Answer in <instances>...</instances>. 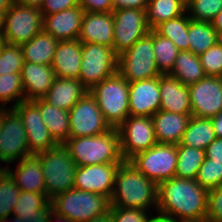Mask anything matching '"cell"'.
<instances>
[{
  "mask_svg": "<svg viewBox=\"0 0 222 222\" xmlns=\"http://www.w3.org/2000/svg\"><path fill=\"white\" fill-rule=\"evenodd\" d=\"M208 190L195 179L172 177L158 185L157 212L171 222L206 221Z\"/></svg>",
  "mask_w": 222,
  "mask_h": 222,
  "instance_id": "6da1fadb",
  "label": "cell"
},
{
  "mask_svg": "<svg viewBox=\"0 0 222 222\" xmlns=\"http://www.w3.org/2000/svg\"><path fill=\"white\" fill-rule=\"evenodd\" d=\"M158 185L139 172L130 161H124L117 169L110 199L111 207L140 208L148 211L157 208Z\"/></svg>",
  "mask_w": 222,
  "mask_h": 222,
  "instance_id": "7a4b0ae2",
  "label": "cell"
},
{
  "mask_svg": "<svg viewBox=\"0 0 222 222\" xmlns=\"http://www.w3.org/2000/svg\"><path fill=\"white\" fill-rule=\"evenodd\" d=\"M64 146L77 166L123 163L117 128L88 137L69 138Z\"/></svg>",
  "mask_w": 222,
  "mask_h": 222,
  "instance_id": "3957f363",
  "label": "cell"
},
{
  "mask_svg": "<svg viewBox=\"0 0 222 222\" xmlns=\"http://www.w3.org/2000/svg\"><path fill=\"white\" fill-rule=\"evenodd\" d=\"M42 165L46 196L51 200L74 188L77 164L64 144L35 155Z\"/></svg>",
  "mask_w": 222,
  "mask_h": 222,
  "instance_id": "277c9868",
  "label": "cell"
},
{
  "mask_svg": "<svg viewBox=\"0 0 222 222\" xmlns=\"http://www.w3.org/2000/svg\"><path fill=\"white\" fill-rule=\"evenodd\" d=\"M89 92L96 99L111 128H118L130 115L129 83L118 71L95 85Z\"/></svg>",
  "mask_w": 222,
  "mask_h": 222,
  "instance_id": "5b68a950",
  "label": "cell"
},
{
  "mask_svg": "<svg viewBox=\"0 0 222 222\" xmlns=\"http://www.w3.org/2000/svg\"><path fill=\"white\" fill-rule=\"evenodd\" d=\"M50 202L53 211L72 222H88L107 213L111 207L108 197L76 188L56 195Z\"/></svg>",
  "mask_w": 222,
  "mask_h": 222,
  "instance_id": "8992f818",
  "label": "cell"
},
{
  "mask_svg": "<svg viewBox=\"0 0 222 222\" xmlns=\"http://www.w3.org/2000/svg\"><path fill=\"white\" fill-rule=\"evenodd\" d=\"M117 71L128 83L162 75L155 61L153 29L118 56Z\"/></svg>",
  "mask_w": 222,
  "mask_h": 222,
  "instance_id": "52a82bcc",
  "label": "cell"
},
{
  "mask_svg": "<svg viewBox=\"0 0 222 222\" xmlns=\"http://www.w3.org/2000/svg\"><path fill=\"white\" fill-rule=\"evenodd\" d=\"M43 16L36 7L13 2L3 15L2 38L9 44L21 45L29 42L43 30Z\"/></svg>",
  "mask_w": 222,
  "mask_h": 222,
  "instance_id": "ba28073f",
  "label": "cell"
},
{
  "mask_svg": "<svg viewBox=\"0 0 222 222\" xmlns=\"http://www.w3.org/2000/svg\"><path fill=\"white\" fill-rule=\"evenodd\" d=\"M129 161L139 172L159 185L175 176L177 145L157 143L137 153Z\"/></svg>",
  "mask_w": 222,
  "mask_h": 222,
  "instance_id": "9c48e42d",
  "label": "cell"
},
{
  "mask_svg": "<svg viewBox=\"0 0 222 222\" xmlns=\"http://www.w3.org/2000/svg\"><path fill=\"white\" fill-rule=\"evenodd\" d=\"M81 55L78 79L89 91L117 72L118 56L113 48L97 43H82Z\"/></svg>",
  "mask_w": 222,
  "mask_h": 222,
  "instance_id": "30bf717a",
  "label": "cell"
},
{
  "mask_svg": "<svg viewBox=\"0 0 222 222\" xmlns=\"http://www.w3.org/2000/svg\"><path fill=\"white\" fill-rule=\"evenodd\" d=\"M32 156L29 151L27 136L19 114L13 109L2 108L0 130V161L5 164L18 163L23 158ZM18 159V160H17Z\"/></svg>",
  "mask_w": 222,
  "mask_h": 222,
  "instance_id": "8fae6325",
  "label": "cell"
},
{
  "mask_svg": "<svg viewBox=\"0 0 222 222\" xmlns=\"http://www.w3.org/2000/svg\"><path fill=\"white\" fill-rule=\"evenodd\" d=\"M68 112L69 138L97 136L111 129L90 92Z\"/></svg>",
  "mask_w": 222,
  "mask_h": 222,
  "instance_id": "7c38bea8",
  "label": "cell"
},
{
  "mask_svg": "<svg viewBox=\"0 0 222 222\" xmlns=\"http://www.w3.org/2000/svg\"><path fill=\"white\" fill-rule=\"evenodd\" d=\"M117 129L121 154L125 161L158 143L152 117L129 115Z\"/></svg>",
  "mask_w": 222,
  "mask_h": 222,
  "instance_id": "4fadbf2b",
  "label": "cell"
},
{
  "mask_svg": "<svg viewBox=\"0 0 222 222\" xmlns=\"http://www.w3.org/2000/svg\"><path fill=\"white\" fill-rule=\"evenodd\" d=\"M114 19L113 50L117 56L130 49L133 44L146 36L148 25L146 10L120 9L112 12Z\"/></svg>",
  "mask_w": 222,
  "mask_h": 222,
  "instance_id": "5bb4252c",
  "label": "cell"
},
{
  "mask_svg": "<svg viewBox=\"0 0 222 222\" xmlns=\"http://www.w3.org/2000/svg\"><path fill=\"white\" fill-rule=\"evenodd\" d=\"M13 109L22 119L29 151L32 155L47 151L58 145L47 130L40 116L39 106L33 100H24L14 106Z\"/></svg>",
  "mask_w": 222,
  "mask_h": 222,
  "instance_id": "9a60e30c",
  "label": "cell"
},
{
  "mask_svg": "<svg viewBox=\"0 0 222 222\" xmlns=\"http://www.w3.org/2000/svg\"><path fill=\"white\" fill-rule=\"evenodd\" d=\"M193 117L212 118L222 110V78L206 76L189 85Z\"/></svg>",
  "mask_w": 222,
  "mask_h": 222,
  "instance_id": "2e32d148",
  "label": "cell"
},
{
  "mask_svg": "<svg viewBox=\"0 0 222 222\" xmlns=\"http://www.w3.org/2000/svg\"><path fill=\"white\" fill-rule=\"evenodd\" d=\"M120 164L78 166L74 177V188L99 193L111 199L116 172Z\"/></svg>",
  "mask_w": 222,
  "mask_h": 222,
  "instance_id": "e0dca14e",
  "label": "cell"
},
{
  "mask_svg": "<svg viewBox=\"0 0 222 222\" xmlns=\"http://www.w3.org/2000/svg\"><path fill=\"white\" fill-rule=\"evenodd\" d=\"M130 116L152 117L160 111L159 77L129 83Z\"/></svg>",
  "mask_w": 222,
  "mask_h": 222,
  "instance_id": "ac0fdd59",
  "label": "cell"
},
{
  "mask_svg": "<svg viewBox=\"0 0 222 222\" xmlns=\"http://www.w3.org/2000/svg\"><path fill=\"white\" fill-rule=\"evenodd\" d=\"M78 40L81 43H97L113 48L114 19L112 12H84Z\"/></svg>",
  "mask_w": 222,
  "mask_h": 222,
  "instance_id": "d6986e66",
  "label": "cell"
},
{
  "mask_svg": "<svg viewBox=\"0 0 222 222\" xmlns=\"http://www.w3.org/2000/svg\"><path fill=\"white\" fill-rule=\"evenodd\" d=\"M84 10L81 6L43 16V31L58 41L78 40Z\"/></svg>",
  "mask_w": 222,
  "mask_h": 222,
  "instance_id": "ffe728a7",
  "label": "cell"
},
{
  "mask_svg": "<svg viewBox=\"0 0 222 222\" xmlns=\"http://www.w3.org/2000/svg\"><path fill=\"white\" fill-rule=\"evenodd\" d=\"M159 88L160 110L181 115H192L188 86L166 74L159 76Z\"/></svg>",
  "mask_w": 222,
  "mask_h": 222,
  "instance_id": "44dd1931",
  "label": "cell"
},
{
  "mask_svg": "<svg viewBox=\"0 0 222 222\" xmlns=\"http://www.w3.org/2000/svg\"><path fill=\"white\" fill-rule=\"evenodd\" d=\"M55 79L56 74L51 66L24 62L21 69V80L25 100L43 98Z\"/></svg>",
  "mask_w": 222,
  "mask_h": 222,
  "instance_id": "7402d4cb",
  "label": "cell"
},
{
  "mask_svg": "<svg viewBox=\"0 0 222 222\" xmlns=\"http://www.w3.org/2000/svg\"><path fill=\"white\" fill-rule=\"evenodd\" d=\"M81 54L82 43L79 40L59 41L51 63L56 77L78 78L82 61Z\"/></svg>",
  "mask_w": 222,
  "mask_h": 222,
  "instance_id": "603a6c76",
  "label": "cell"
},
{
  "mask_svg": "<svg viewBox=\"0 0 222 222\" xmlns=\"http://www.w3.org/2000/svg\"><path fill=\"white\" fill-rule=\"evenodd\" d=\"M88 92L78 78L56 77L43 99L57 108L69 111Z\"/></svg>",
  "mask_w": 222,
  "mask_h": 222,
  "instance_id": "cb8c5ba5",
  "label": "cell"
},
{
  "mask_svg": "<svg viewBox=\"0 0 222 222\" xmlns=\"http://www.w3.org/2000/svg\"><path fill=\"white\" fill-rule=\"evenodd\" d=\"M192 115L158 111L152 116L158 143L178 145Z\"/></svg>",
  "mask_w": 222,
  "mask_h": 222,
  "instance_id": "d4e9b609",
  "label": "cell"
},
{
  "mask_svg": "<svg viewBox=\"0 0 222 222\" xmlns=\"http://www.w3.org/2000/svg\"><path fill=\"white\" fill-rule=\"evenodd\" d=\"M3 168L15 181L21 191L45 193L44 175L40 160L35 156H28L19 161L16 170Z\"/></svg>",
  "mask_w": 222,
  "mask_h": 222,
  "instance_id": "484cf974",
  "label": "cell"
},
{
  "mask_svg": "<svg viewBox=\"0 0 222 222\" xmlns=\"http://www.w3.org/2000/svg\"><path fill=\"white\" fill-rule=\"evenodd\" d=\"M40 109L47 130L58 144L69 139V112L47 103L43 98L33 100Z\"/></svg>",
  "mask_w": 222,
  "mask_h": 222,
  "instance_id": "4316f807",
  "label": "cell"
},
{
  "mask_svg": "<svg viewBox=\"0 0 222 222\" xmlns=\"http://www.w3.org/2000/svg\"><path fill=\"white\" fill-rule=\"evenodd\" d=\"M58 42L42 30L29 42L21 44L24 62L51 66Z\"/></svg>",
  "mask_w": 222,
  "mask_h": 222,
  "instance_id": "83f0119b",
  "label": "cell"
},
{
  "mask_svg": "<svg viewBox=\"0 0 222 222\" xmlns=\"http://www.w3.org/2000/svg\"><path fill=\"white\" fill-rule=\"evenodd\" d=\"M51 211L52 204L46 193L21 191L11 215L25 221L33 217H49Z\"/></svg>",
  "mask_w": 222,
  "mask_h": 222,
  "instance_id": "f1b7e54d",
  "label": "cell"
},
{
  "mask_svg": "<svg viewBox=\"0 0 222 222\" xmlns=\"http://www.w3.org/2000/svg\"><path fill=\"white\" fill-rule=\"evenodd\" d=\"M189 86L206 77L199 56L190 51H179L172 71L168 74Z\"/></svg>",
  "mask_w": 222,
  "mask_h": 222,
  "instance_id": "f546056e",
  "label": "cell"
},
{
  "mask_svg": "<svg viewBox=\"0 0 222 222\" xmlns=\"http://www.w3.org/2000/svg\"><path fill=\"white\" fill-rule=\"evenodd\" d=\"M216 138L210 118L191 116L178 145L205 150Z\"/></svg>",
  "mask_w": 222,
  "mask_h": 222,
  "instance_id": "4dcf8cb0",
  "label": "cell"
},
{
  "mask_svg": "<svg viewBox=\"0 0 222 222\" xmlns=\"http://www.w3.org/2000/svg\"><path fill=\"white\" fill-rule=\"evenodd\" d=\"M183 14H187L183 0H149L146 8L147 22L151 29Z\"/></svg>",
  "mask_w": 222,
  "mask_h": 222,
  "instance_id": "1f68e13d",
  "label": "cell"
},
{
  "mask_svg": "<svg viewBox=\"0 0 222 222\" xmlns=\"http://www.w3.org/2000/svg\"><path fill=\"white\" fill-rule=\"evenodd\" d=\"M188 40L189 51L200 56L219 41V36L210 22L190 19Z\"/></svg>",
  "mask_w": 222,
  "mask_h": 222,
  "instance_id": "d6a6232c",
  "label": "cell"
},
{
  "mask_svg": "<svg viewBox=\"0 0 222 222\" xmlns=\"http://www.w3.org/2000/svg\"><path fill=\"white\" fill-rule=\"evenodd\" d=\"M205 158V150L177 145V166L175 177L196 179Z\"/></svg>",
  "mask_w": 222,
  "mask_h": 222,
  "instance_id": "836d02e7",
  "label": "cell"
},
{
  "mask_svg": "<svg viewBox=\"0 0 222 222\" xmlns=\"http://www.w3.org/2000/svg\"><path fill=\"white\" fill-rule=\"evenodd\" d=\"M189 21V15L183 14L175 19L161 22L154 30L161 36L172 40L180 51H189Z\"/></svg>",
  "mask_w": 222,
  "mask_h": 222,
  "instance_id": "e575fe53",
  "label": "cell"
},
{
  "mask_svg": "<svg viewBox=\"0 0 222 222\" xmlns=\"http://www.w3.org/2000/svg\"><path fill=\"white\" fill-rule=\"evenodd\" d=\"M153 49L159 72L162 75L169 74L172 71L180 50L176 47L172 40L161 36L154 29Z\"/></svg>",
  "mask_w": 222,
  "mask_h": 222,
  "instance_id": "d590c367",
  "label": "cell"
},
{
  "mask_svg": "<svg viewBox=\"0 0 222 222\" xmlns=\"http://www.w3.org/2000/svg\"><path fill=\"white\" fill-rule=\"evenodd\" d=\"M20 192L9 173L4 168L0 169V222L8 221Z\"/></svg>",
  "mask_w": 222,
  "mask_h": 222,
  "instance_id": "8d00e7d4",
  "label": "cell"
},
{
  "mask_svg": "<svg viewBox=\"0 0 222 222\" xmlns=\"http://www.w3.org/2000/svg\"><path fill=\"white\" fill-rule=\"evenodd\" d=\"M13 108L17 104L25 100L21 73H9L0 75V108L4 109L6 104L14 101Z\"/></svg>",
  "mask_w": 222,
  "mask_h": 222,
  "instance_id": "74e56055",
  "label": "cell"
},
{
  "mask_svg": "<svg viewBox=\"0 0 222 222\" xmlns=\"http://www.w3.org/2000/svg\"><path fill=\"white\" fill-rule=\"evenodd\" d=\"M24 57L21 45L4 42L0 48V75L21 73Z\"/></svg>",
  "mask_w": 222,
  "mask_h": 222,
  "instance_id": "f35d334b",
  "label": "cell"
},
{
  "mask_svg": "<svg viewBox=\"0 0 222 222\" xmlns=\"http://www.w3.org/2000/svg\"><path fill=\"white\" fill-rule=\"evenodd\" d=\"M222 11V0H189L186 12L195 21L211 22Z\"/></svg>",
  "mask_w": 222,
  "mask_h": 222,
  "instance_id": "ab89813d",
  "label": "cell"
},
{
  "mask_svg": "<svg viewBox=\"0 0 222 222\" xmlns=\"http://www.w3.org/2000/svg\"><path fill=\"white\" fill-rule=\"evenodd\" d=\"M195 180L207 190L222 186V163L204 158Z\"/></svg>",
  "mask_w": 222,
  "mask_h": 222,
  "instance_id": "60d3db41",
  "label": "cell"
},
{
  "mask_svg": "<svg viewBox=\"0 0 222 222\" xmlns=\"http://www.w3.org/2000/svg\"><path fill=\"white\" fill-rule=\"evenodd\" d=\"M199 58L206 76L222 78V45L219 41Z\"/></svg>",
  "mask_w": 222,
  "mask_h": 222,
  "instance_id": "b9f144b4",
  "label": "cell"
},
{
  "mask_svg": "<svg viewBox=\"0 0 222 222\" xmlns=\"http://www.w3.org/2000/svg\"><path fill=\"white\" fill-rule=\"evenodd\" d=\"M112 222H146L149 217L145 209L110 207Z\"/></svg>",
  "mask_w": 222,
  "mask_h": 222,
  "instance_id": "7bdbcfd3",
  "label": "cell"
},
{
  "mask_svg": "<svg viewBox=\"0 0 222 222\" xmlns=\"http://www.w3.org/2000/svg\"><path fill=\"white\" fill-rule=\"evenodd\" d=\"M207 222H222V186L208 190Z\"/></svg>",
  "mask_w": 222,
  "mask_h": 222,
  "instance_id": "ee69618b",
  "label": "cell"
},
{
  "mask_svg": "<svg viewBox=\"0 0 222 222\" xmlns=\"http://www.w3.org/2000/svg\"><path fill=\"white\" fill-rule=\"evenodd\" d=\"M77 6L79 0H44L39 10L46 16Z\"/></svg>",
  "mask_w": 222,
  "mask_h": 222,
  "instance_id": "f6af8a7d",
  "label": "cell"
},
{
  "mask_svg": "<svg viewBox=\"0 0 222 222\" xmlns=\"http://www.w3.org/2000/svg\"><path fill=\"white\" fill-rule=\"evenodd\" d=\"M79 6L83 8L84 12H113L112 0H79Z\"/></svg>",
  "mask_w": 222,
  "mask_h": 222,
  "instance_id": "bcb514c9",
  "label": "cell"
},
{
  "mask_svg": "<svg viewBox=\"0 0 222 222\" xmlns=\"http://www.w3.org/2000/svg\"><path fill=\"white\" fill-rule=\"evenodd\" d=\"M149 0H112L113 11L120 9H140L146 10Z\"/></svg>",
  "mask_w": 222,
  "mask_h": 222,
  "instance_id": "7dc6e473",
  "label": "cell"
},
{
  "mask_svg": "<svg viewBox=\"0 0 222 222\" xmlns=\"http://www.w3.org/2000/svg\"><path fill=\"white\" fill-rule=\"evenodd\" d=\"M205 158L222 163V139L215 138L205 149Z\"/></svg>",
  "mask_w": 222,
  "mask_h": 222,
  "instance_id": "c3c4849f",
  "label": "cell"
},
{
  "mask_svg": "<svg viewBox=\"0 0 222 222\" xmlns=\"http://www.w3.org/2000/svg\"><path fill=\"white\" fill-rule=\"evenodd\" d=\"M210 119L216 138L222 139V110Z\"/></svg>",
  "mask_w": 222,
  "mask_h": 222,
  "instance_id": "681fc988",
  "label": "cell"
},
{
  "mask_svg": "<svg viewBox=\"0 0 222 222\" xmlns=\"http://www.w3.org/2000/svg\"><path fill=\"white\" fill-rule=\"evenodd\" d=\"M211 25L216 29L219 38L222 37V11L211 20Z\"/></svg>",
  "mask_w": 222,
  "mask_h": 222,
  "instance_id": "f907efd6",
  "label": "cell"
},
{
  "mask_svg": "<svg viewBox=\"0 0 222 222\" xmlns=\"http://www.w3.org/2000/svg\"><path fill=\"white\" fill-rule=\"evenodd\" d=\"M15 2L40 9L44 0H14Z\"/></svg>",
  "mask_w": 222,
  "mask_h": 222,
  "instance_id": "816d5d0a",
  "label": "cell"
},
{
  "mask_svg": "<svg viewBox=\"0 0 222 222\" xmlns=\"http://www.w3.org/2000/svg\"><path fill=\"white\" fill-rule=\"evenodd\" d=\"M52 216H53V218H54V220L52 219ZM55 221L56 220V222H72L71 220H69L67 217H64L63 215H60V214H58V213H56L55 211H51V214H50V216H49V220H48V222H53V221Z\"/></svg>",
  "mask_w": 222,
  "mask_h": 222,
  "instance_id": "f5cc1de1",
  "label": "cell"
},
{
  "mask_svg": "<svg viewBox=\"0 0 222 222\" xmlns=\"http://www.w3.org/2000/svg\"><path fill=\"white\" fill-rule=\"evenodd\" d=\"M88 222H112L111 212L109 210L107 213L99 215Z\"/></svg>",
  "mask_w": 222,
  "mask_h": 222,
  "instance_id": "db71d44e",
  "label": "cell"
},
{
  "mask_svg": "<svg viewBox=\"0 0 222 222\" xmlns=\"http://www.w3.org/2000/svg\"><path fill=\"white\" fill-rule=\"evenodd\" d=\"M14 0H0V14L3 16L11 7Z\"/></svg>",
  "mask_w": 222,
  "mask_h": 222,
  "instance_id": "11a10c76",
  "label": "cell"
},
{
  "mask_svg": "<svg viewBox=\"0 0 222 222\" xmlns=\"http://www.w3.org/2000/svg\"><path fill=\"white\" fill-rule=\"evenodd\" d=\"M146 222H171L166 216L158 214L157 216H154L152 218L149 217V219Z\"/></svg>",
  "mask_w": 222,
  "mask_h": 222,
  "instance_id": "9f6ffc18",
  "label": "cell"
},
{
  "mask_svg": "<svg viewBox=\"0 0 222 222\" xmlns=\"http://www.w3.org/2000/svg\"><path fill=\"white\" fill-rule=\"evenodd\" d=\"M49 217H33L31 219H26L24 222H48Z\"/></svg>",
  "mask_w": 222,
  "mask_h": 222,
  "instance_id": "6f0895ef",
  "label": "cell"
},
{
  "mask_svg": "<svg viewBox=\"0 0 222 222\" xmlns=\"http://www.w3.org/2000/svg\"><path fill=\"white\" fill-rule=\"evenodd\" d=\"M3 31V16L0 14V35H2Z\"/></svg>",
  "mask_w": 222,
  "mask_h": 222,
  "instance_id": "680465c9",
  "label": "cell"
},
{
  "mask_svg": "<svg viewBox=\"0 0 222 222\" xmlns=\"http://www.w3.org/2000/svg\"><path fill=\"white\" fill-rule=\"evenodd\" d=\"M13 221H11V222H24L21 218H19V217H16V216H13V219H12Z\"/></svg>",
  "mask_w": 222,
  "mask_h": 222,
  "instance_id": "91938a15",
  "label": "cell"
},
{
  "mask_svg": "<svg viewBox=\"0 0 222 222\" xmlns=\"http://www.w3.org/2000/svg\"><path fill=\"white\" fill-rule=\"evenodd\" d=\"M1 124H2V108H0V130H1Z\"/></svg>",
  "mask_w": 222,
  "mask_h": 222,
  "instance_id": "94428289",
  "label": "cell"
},
{
  "mask_svg": "<svg viewBox=\"0 0 222 222\" xmlns=\"http://www.w3.org/2000/svg\"><path fill=\"white\" fill-rule=\"evenodd\" d=\"M3 43H4V40H3L2 36L0 35V48H1Z\"/></svg>",
  "mask_w": 222,
  "mask_h": 222,
  "instance_id": "6125c7cd",
  "label": "cell"
},
{
  "mask_svg": "<svg viewBox=\"0 0 222 222\" xmlns=\"http://www.w3.org/2000/svg\"><path fill=\"white\" fill-rule=\"evenodd\" d=\"M219 42L221 43V45H222V37L221 38H219Z\"/></svg>",
  "mask_w": 222,
  "mask_h": 222,
  "instance_id": "be15d7a7",
  "label": "cell"
}]
</instances>
